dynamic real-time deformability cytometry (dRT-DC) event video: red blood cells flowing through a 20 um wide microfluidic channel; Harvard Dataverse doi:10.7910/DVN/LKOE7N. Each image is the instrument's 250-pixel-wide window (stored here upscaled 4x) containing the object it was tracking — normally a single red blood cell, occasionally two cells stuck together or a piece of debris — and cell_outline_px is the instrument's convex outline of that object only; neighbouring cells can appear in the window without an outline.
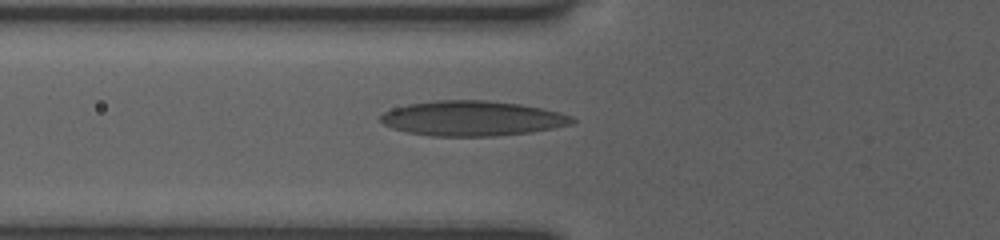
{"species": "human", "species_latin": "Homo sapiens", "temperature_condition": "room temperature", "stored_images_in_passage": 34, "camera_frame_rate_fps": 3000, "um_per_image_px": 0.085, "donor": {"sex": "female"}, "frame": {"image": 1, "passage_image": 2, "time_ms": 0.333, "image_size_px": [1000, 240], "cell_outline_px": [[576, 120], [572, 124], [552, 128], [528, 132], [496, 136], [432, 136], [408, 132], [392, 128], [384, 124], [380, 120], [380, 116], [384, 112], [392, 108], [408, 104], [436, 100], [488, 100], [520, 104], [560, 112], [572, 116]], "centroid_in_image_um": [40.13, 10.06], "position_along_channel_um": 85.7, "area_um2": 39.02}}
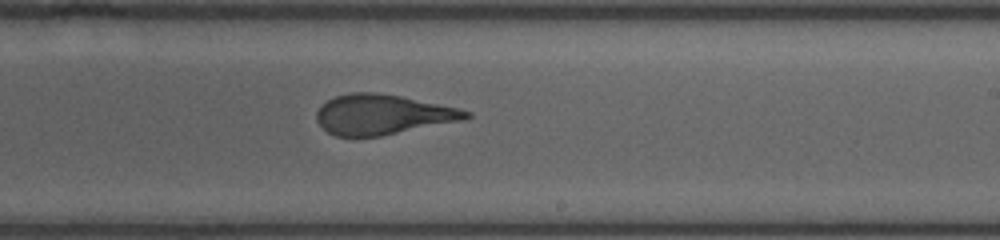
{"frame": {"image": 2, "passage_image": 15, "time_ms": 4.667, "image_size_px": [1000, 240], "cell_outline_px": [[472, 116], [464, 120], [380, 136], [336, 136], [328, 132], [316, 120], [316, 112], [328, 100], [336, 96], [348, 92], [376, 92], [400, 96], [460, 108], [472, 112]], "centroid_in_image_um": [32.55, 9.73], "position_along_channel_um": 256.5, "area_um2": 34.74}}
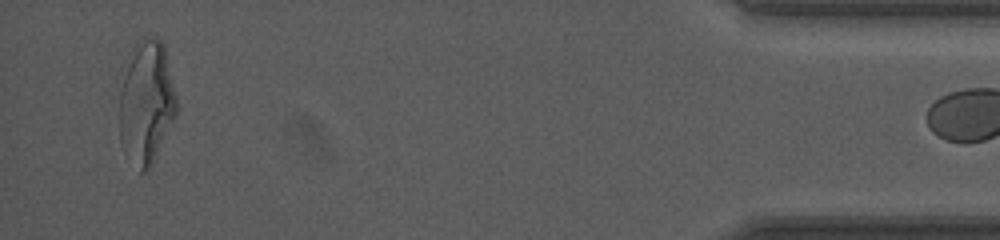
{"frame": {"image": 3, "passage_image": 33, "time_ms": 10.667, "image_size_px": [1000, 240], "cell_outline_px": [[176, 116], [152, 164], [144, 172], [140, 172], [120, 140], [120, 92], [128, 52], [140, 36], [144, 36], [160, 40], [164, 44], [176, 100]], "centroid_in_image_um": [12.43, 8.62], "position_along_channel_um": 422.8, "area_um2": 40.63}}